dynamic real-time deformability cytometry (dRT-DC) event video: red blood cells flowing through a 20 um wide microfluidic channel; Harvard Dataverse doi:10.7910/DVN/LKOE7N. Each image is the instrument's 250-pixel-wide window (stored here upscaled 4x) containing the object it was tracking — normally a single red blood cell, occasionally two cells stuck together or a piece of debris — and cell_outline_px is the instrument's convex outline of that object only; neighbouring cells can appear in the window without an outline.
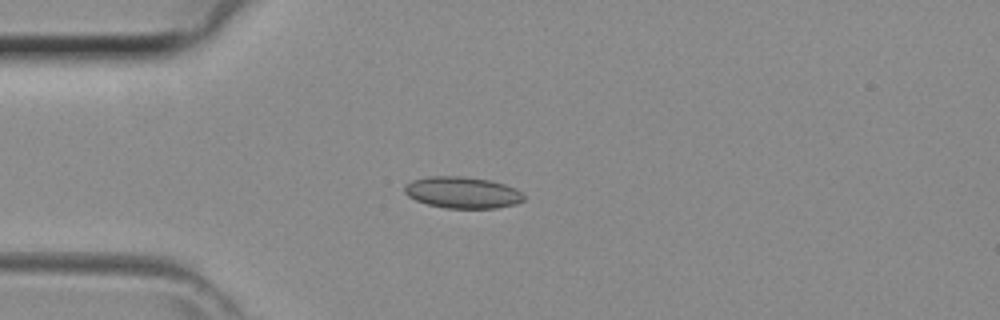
{"species": "common noctule bat (a hibernating species)", "species_latin": "Nyctalus noctula", "temperature_condition": "room temperature", "stored_images_in_passage": 33, "camera_frame_rate_fps": 3000, "um_per_image_px": 0.085, "animal": {"sex": "female", "body_mass_g": 29.2, "forearm_length_mm": 56.3}, "frame": {"image": 1, "passage_image": 1, "time_ms": 0.0, "image_size_px": [1000, 320], "cell_outline_px": [[524, 200], [516, 204], [496, 208], [448, 208], [428, 204], [416, 200], [408, 196], [404, 192], [404, 184], [412, 180], [428, 176], [464, 176], [488, 180], [504, 184], [516, 188], [524, 196]], "centroid_in_image_um": [39.29, 16.35], "position_along_channel_um": 45.7, "area_um2": 21.91}}
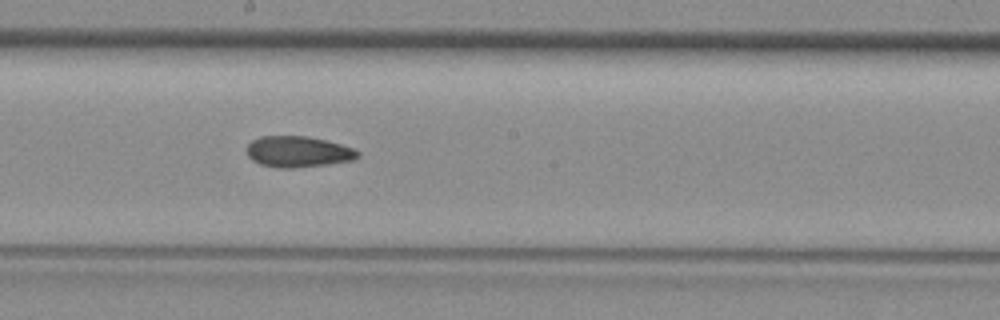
{"frame": {"image": 2, "passage_image": 13, "time_ms": 4.0, "image_size_px": [1000, 320], "cell_outline_px": [[360, 156], [352, 160], [328, 164], [292, 168], [276, 168], [260, 164], [252, 160], [248, 156], [248, 144], [252, 140], [260, 136], [308, 136], [328, 140], [352, 148], [360, 152]], "centroid_in_image_um": [25.34, 12.89], "position_along_channel_um": 222.9, "area_um2": 20.11}}
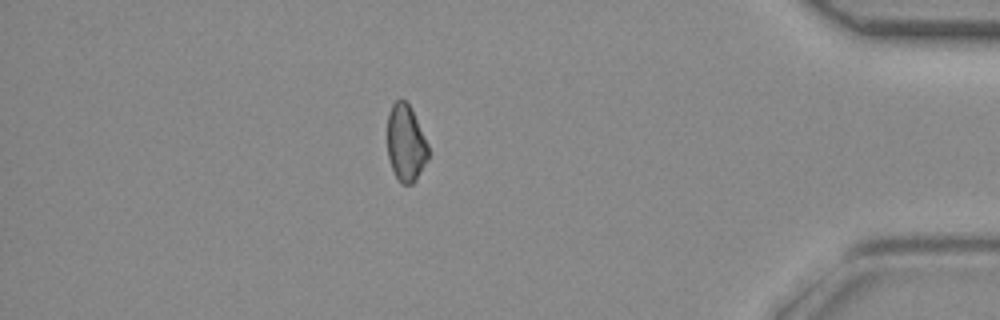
{"frame": {"image": 3, "passage_image": 27, "time_ms": 8.667, "image_size_px": [1000, 320], "cell_outline_px": [[428, 160], [416, 180], [412, 184], [400, 184], [392, 168], [388, 156], [388, 112], [392, 104], [400, 96], [412, 108], [428, 144]], "centroid_in_image_um": [34.5, 12.14], "position_along_channel_um": 400.7, "area_um2": 18.5}}